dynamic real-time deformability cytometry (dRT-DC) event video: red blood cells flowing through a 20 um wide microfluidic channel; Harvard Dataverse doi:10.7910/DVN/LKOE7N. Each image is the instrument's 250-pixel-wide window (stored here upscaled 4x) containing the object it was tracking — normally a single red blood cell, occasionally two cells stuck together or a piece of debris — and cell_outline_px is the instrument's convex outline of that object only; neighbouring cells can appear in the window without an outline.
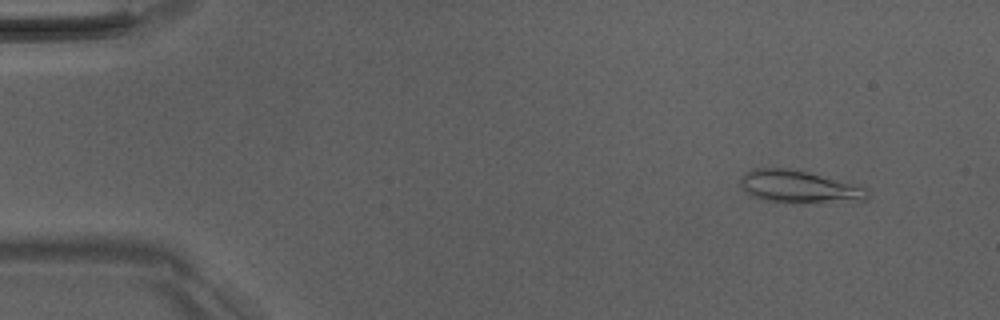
{"species": "Egyptian fruit bat (a non-hibernating species)", "species_latin": "Rousettus aegyptiacus", "temperature_condition": "room temperature", "stored_images_in_passage": 4, "camera_frame_rate_fps": 3000, "um_per_image_px": 0.085, "animal": {"sex": "male"}, "frame": {"image": 1, "passage_image": 1, "time_ms": 0.0, "image_size_px": [1000, 320], "cell_outline_px": [[868, 200], [852, 204], [848, 204], [764, 200], [752, 196], [744, 192], [740, 184], [740, 176], [756, 168], [788, 168], [808, 172], [868, 188]], "centroid_in_image_um": [68.0, 15.9], "position_along_channel_um": 17.0, "area_um2": 24.33}}